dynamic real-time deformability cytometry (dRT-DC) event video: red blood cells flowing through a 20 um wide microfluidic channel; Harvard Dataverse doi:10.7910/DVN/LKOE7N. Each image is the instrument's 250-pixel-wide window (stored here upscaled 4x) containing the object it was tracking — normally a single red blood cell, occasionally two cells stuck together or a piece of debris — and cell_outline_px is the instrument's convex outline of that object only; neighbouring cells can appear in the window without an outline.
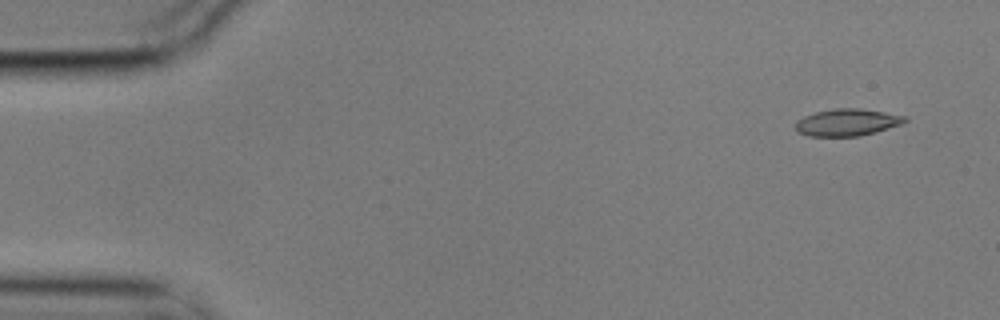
{"species": "common noctule bat (a hibernating species)", "species_latin": "Nyctalus noctula", "temperature_condition": "cold", "stored_images_in_passage": 5, "camera_frame_rate_fps": 3000, "um_per_image_px": 0.085, "animal": {"sex": "male", "body_mass_g": 17.9}, "frame": {"image": 1, "passage_image": 2, "time_ms": 0.333, "image_size_px": [1000, 320], "cell_outline_px": [[908, 120], [900, 124], [876, 132], [860, 136], [808, 136], [796, 132], [796, 120], [804, 116], [816, 112], [836, 108], [860, 108], [908, 116]], "centroid_in_image_um": [72.0, 10.4], "position_along_channel_um": 13.0, "area_um2": 17.28}}
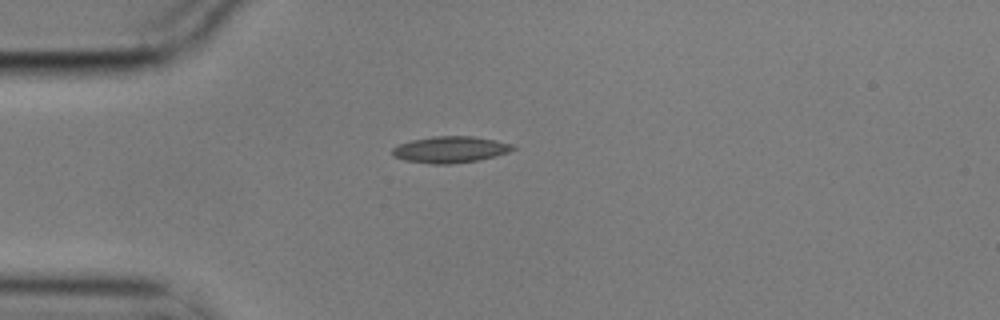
{"frame": {"image": 2, "passage_image": 5, "time_ms": 1.333, "image_size_px": [1000, 320], "cell_outline_px": [[516, 148], [508, 152], [496, 156], [480, 160], [452, 164], [432, 164], [404, 160], [392, 156], [392, 148], [400, 144], [412, 140], [432, 136], [472, 136], [496, 140], [512, 144]], "centroid_in_image_um": [38.27, 12.71], "position_along_channel_um": 46.7, "area_um2": 18.67}}